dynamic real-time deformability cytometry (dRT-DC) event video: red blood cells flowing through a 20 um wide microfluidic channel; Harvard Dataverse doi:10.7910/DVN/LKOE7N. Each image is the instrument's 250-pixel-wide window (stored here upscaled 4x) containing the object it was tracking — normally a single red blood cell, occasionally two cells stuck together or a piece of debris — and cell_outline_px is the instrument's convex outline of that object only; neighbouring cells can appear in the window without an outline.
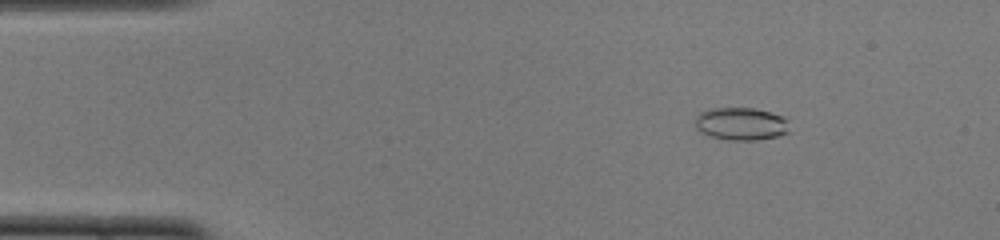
{"species": "common noctule bat (a hibernating species)", "species_latin": "Nyctalus noctula", "temperature_condition": "cold", "stored_images_in_passage": 50, "camera_frame_rate_fps": 3000, "um_per_image_px": 0.085, "animal": {"sex": "female", "body_mass_g": 22.0, "forearm_length_mm": 56.7}, "frame": {"image": 1, "passage_image": 7, "time_ms": 2.0, "image_size_px": [1000, 240], "cell_outline_px": [[788, 132], [776, 136], [756, 140], [728, 140], [712, 136], [700, 132], [696, 128], [696, 116], [700, 112], [708, 108], [752, 108], [772, 112], [784, 116], [788, 120]], "centroid_in_image_um": [62.99, 10.51], "position_along_channel_um": 22.0, "area_um2": 18.03}}
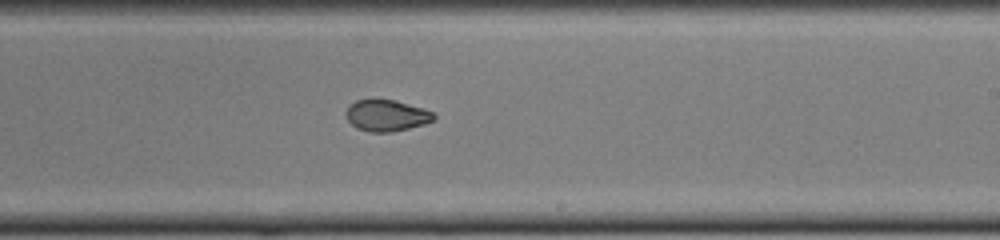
{"frame": {"image": 2, "passage_image": 30, "time_ms": 9.667, "image_size_px": [1000, 240], "cell_outline_px": [[436, 116], [432, 120], [424, 124], [392, 132], [368, 132], [356, 128], [348, 120], [344, 112], [356, 100], [376, 96], [396, 100], [424, 108], [432, 112]], "centroid_in_image_um": [32.82, 9.77], "position_along_channel_um": 256.2, "area_um2": 16.53}}
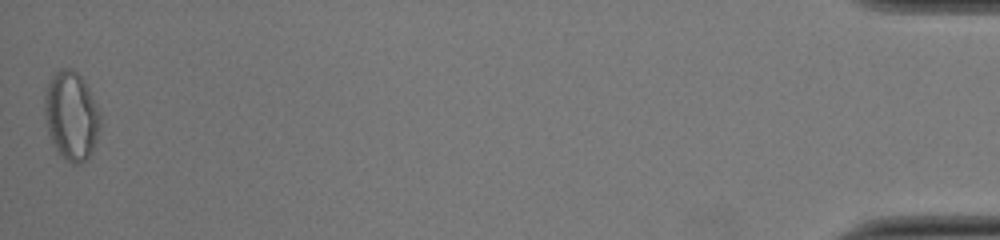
{"frame": {"image": 3, "passage_image": 50, "time_ms": 16.333, "image_size_px": [1000, 240], "cell_outline_px": [[100, 124], [96, 140], [92, 152], [80, 164], [72, 164], [56, 148], [48, 132], [44, 116], [44, 96], [48, 80], [60, 68], [72, 68], [84, 80], [100, 112]], "centroid_in_image_um": [6.05, 9.8], "position_along_channel_um": 429.2, "area_um2": 28.55}, "authors_computed_cell_mechanics": {"area_um2": 17.8024, "velocity_mm_per_s": 4.0065, "shape_relaxation_time_tau1_ms": null, "shape_relaxation_time_tau2_ms": 1.8012, "deformation_change_tau1": null, "deformation_change_tau2": 0.0585}}